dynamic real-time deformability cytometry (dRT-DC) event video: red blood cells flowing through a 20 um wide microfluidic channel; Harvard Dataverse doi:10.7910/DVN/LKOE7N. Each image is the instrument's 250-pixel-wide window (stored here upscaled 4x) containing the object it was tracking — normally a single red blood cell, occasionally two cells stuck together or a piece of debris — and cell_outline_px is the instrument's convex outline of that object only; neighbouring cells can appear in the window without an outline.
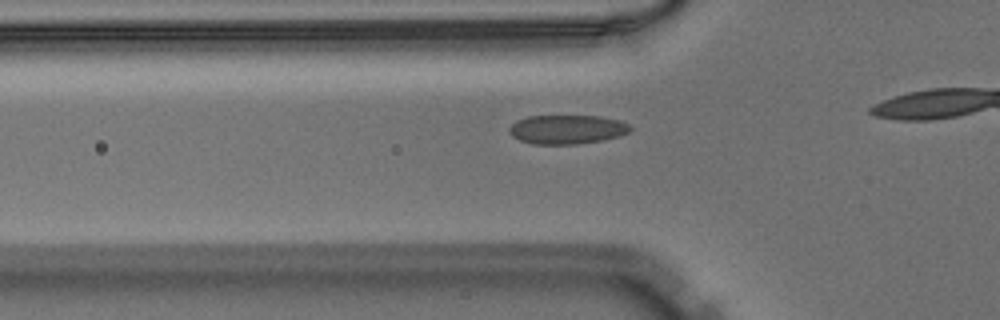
{"species": "Egyptian fruit bat (a non-hibernating species)", "species_latin": "Rousettus aegyptiacus", "temperature_condition": "warm", "stored_images_in_passage": 34, "camera_frame_rate_fps": 3000, "um_per_image_px": 0.085, "animal": {"sex": "male"}, "frame": {"image": 1, "passage_image": 10, "time_ms": 3.0, "image_size_px": [1000, 320], "cell_outline_px": [[632, 128], [628, 132], [620, 136], [604, 140], [576, 144], [532, 144], [520, 140], [512, 136], [508, 132], [508, 128], [516, 120], [528, 116], [600, 116], [620, 120], [628, 124]], "centroid_in_image_um": [48.19, 11.0], "position_along_channel_um": 77.6, "area_um2": 20.63}}
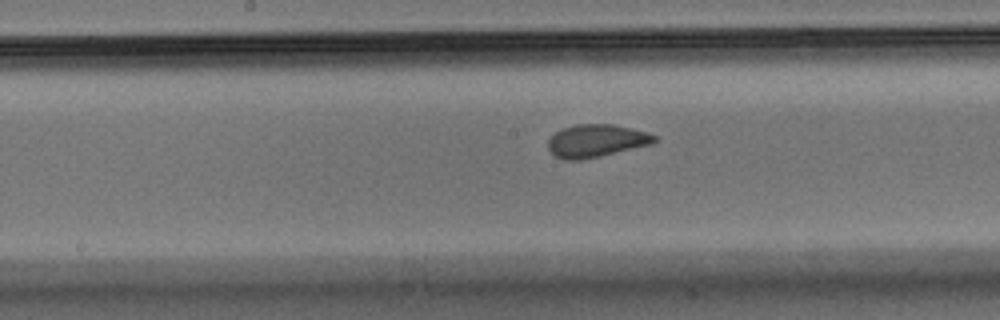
{"frame": {"image": 2, "passage_image": 19, "time_ms": 6.0, "image_size_px": [1000, 320], "cell_outline_px": [[660, 136], [652, 144], [600, 156], [580, 160], [564, 160], [556, 156], [548, 148], [548, 140], [556, 132], [564, 128], [576, 124], [612, 124]], "centroid_in_image_um": [50.68, 11.97], "position_along_channel_um": 197.5, "area_um2": 20.06}}
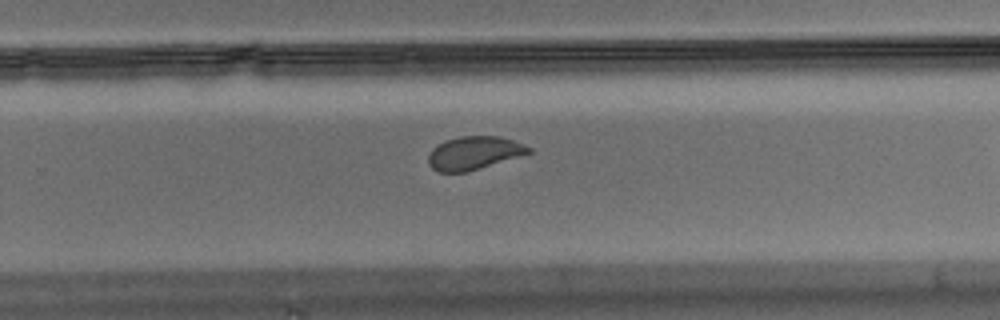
{"frame": {"image": 3, "passage_image": 26, "time_ms": 8.333, "image_size_px": [1000, 320], "cell_outline_px": [[532, 152], [468, 172], [440, 172], [432, 168], [428, 164], [428, 156], [432, 148], [436, 144], [444, 140], [460, 136], [500, 136], [512, 140], [532, 148]], "centroid_in_image_um": [40.25, 13.0], "position_along_channel_um": 289.5, "area_um2": 19.48}}